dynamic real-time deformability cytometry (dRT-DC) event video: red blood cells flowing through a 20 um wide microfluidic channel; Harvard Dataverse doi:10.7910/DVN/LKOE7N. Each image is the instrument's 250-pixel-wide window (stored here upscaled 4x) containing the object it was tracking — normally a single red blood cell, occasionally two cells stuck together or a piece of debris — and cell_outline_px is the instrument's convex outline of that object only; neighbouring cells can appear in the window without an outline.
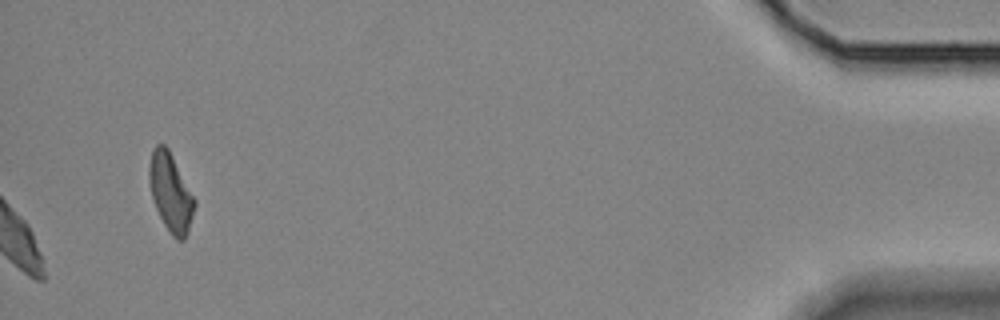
{"species": "Egyptian fruit bat (a non-hibernating species)", "species_latin": "Rousettus aegyptiacus", "temperature_condition": "room temperature", "stored_images_in_passage": 31, "camera_frame_rate_fps": 3000, "um_per_image_px": 0.085, "animal": {"sex": "female"}, "frame": {"image": 1, "passage_image": 31, "time_ms": 10.0, "image_size_px": [1000, 320], "cell_outline_px": [[196, 204], [188, 232], [184, 240], [176, 240], [172, 236], [164, 224], [156, 208], [152, 196], [148, 180], [148, 168], [152, 148], [156, 144], [164, 144], [168, 148], [196, 200]], "centroid_in_image_um": [14.5, 16.35], "position_along_channel_um": 420.7, "area_um2": 20.69}}